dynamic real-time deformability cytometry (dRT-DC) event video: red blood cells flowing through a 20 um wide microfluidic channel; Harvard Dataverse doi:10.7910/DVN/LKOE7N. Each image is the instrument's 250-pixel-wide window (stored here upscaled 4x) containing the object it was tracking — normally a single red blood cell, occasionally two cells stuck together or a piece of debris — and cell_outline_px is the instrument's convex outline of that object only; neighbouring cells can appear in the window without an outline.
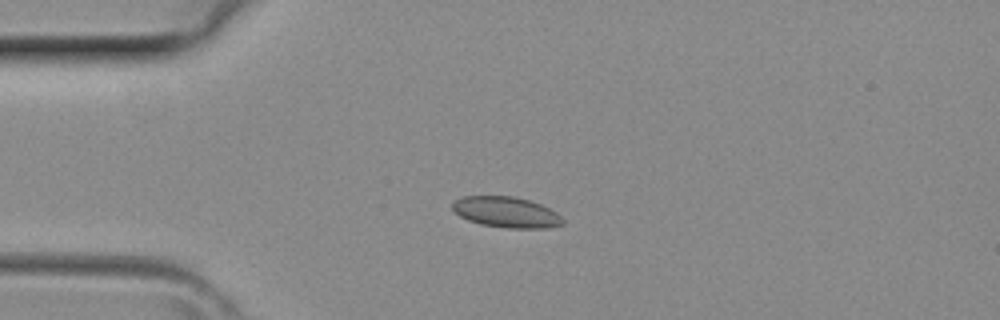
{"species": "common noctule bat (a hibernating species)", "species_latin": "Nyctalus noctula", "temperature_condition": "room temperature", "stored_images_in_passage": 1, "camera_frame_rate_fps": 3000, "um_per_image_px": 0.085, "animal": {"sex": "female", "body_mass_g": 29.2, "forearm_length_mm": 56.3}, "frame": {"image": 1, "passage_image": 1, "time_ms": 0.0, "image_size_px": [1000, 320], "cell_outline_px": [[564, 224], [548, 228], [508, 228], [480, 224], [468, 220], [460, 216], [452, 208], [452, 200], [460, 196], [512, 196], [528, 200], [540, 204], [556, 212], [564, 220]], "centroid_in_image_um": [43.01, 18.03], "position_along_channel_um": 42.0, "area_um2": 19.83}}